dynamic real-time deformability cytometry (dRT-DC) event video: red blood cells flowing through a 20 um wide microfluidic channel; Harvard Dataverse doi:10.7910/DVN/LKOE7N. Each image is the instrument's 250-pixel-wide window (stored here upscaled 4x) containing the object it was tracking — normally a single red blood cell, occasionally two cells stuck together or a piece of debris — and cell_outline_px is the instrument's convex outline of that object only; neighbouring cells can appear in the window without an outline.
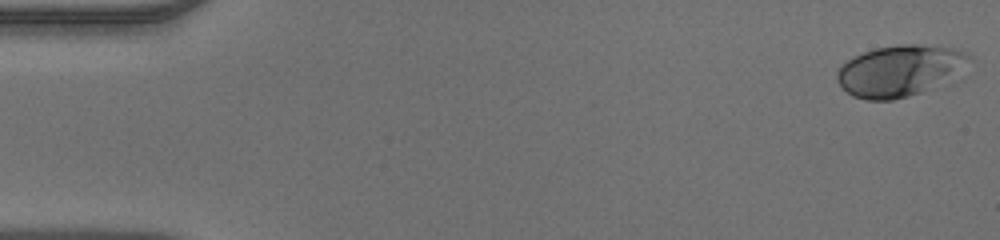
{"species": "human", "species_latin": "Homo sapiens", "temperature_condition": "warm", "stored_images_in_passage": 49, "camera_frame_rate_fps": 3000, "um_per_image_px": 0.085, "donor": {"sex": "male"}, "frame": {"image": 1, "passage_image": 1, "time_ms": 0.0, "image_size_px": [1000, 240], "cell_outline_px": [[968, 56], [932, 88], [908, 96], [892, 100], [868, 100], [852, 96], [836, 80], [836, 72], [848, 60], [864, 52], [876, 48], [900, 44], [940, 44], [968, 52]], "centroid_in_image_um": [76.33, 5.98], "position_along_channel_um": 8.7, "area_um2": 37.92}}
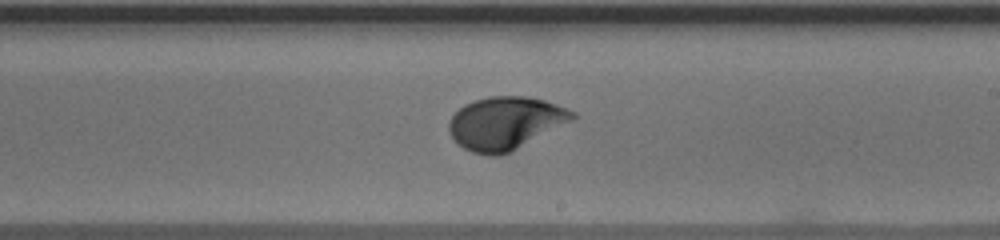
{"frame": {"image": 2, "passage_image": 29, "time_ms": 9.333, "image_size_px": [1000, 240], "cell_outline_px": [[576, 116], [572, 120], [508, 152], [496, 156], [488, 156], [472, 152], [464, 148], [452, 136], [448, 128], [448, 124], [452, 116], [464, 104], [488, 96], [528, 96], [544, 100], [556, 104], [576, 112]], "centroid_in_image_um": [42.94, 10.44], "position_along_channel_um": 246.1, "area_um2": 37.4}}
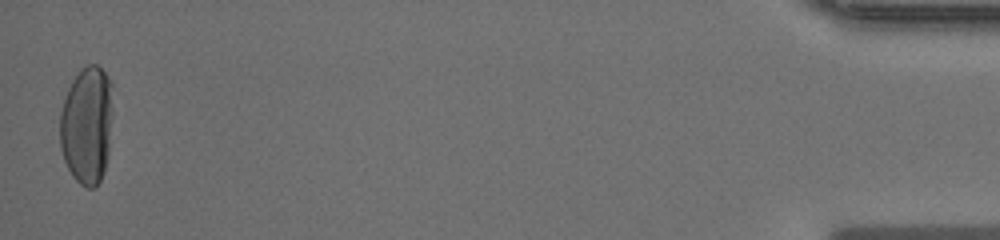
{"frame": {"image": 3, "passage_image": 49, "time_ms": 16.0, "image_size_px": [1000, 240], "cell_outline_px": [[112, 116], [108, 156], [104, 172], [100, 180], [92, 188], [88, 188], [80, 184], [72, 176], [64, 160], [60, 148], [60, 112], [68, 88], [72, 80], [80, 68], [88, 64], [96, 64], [104, 72], [112, 84]], "centroid_in_image_um": [7.39, 10.62], "position_along_channel_um": 427.8, "area_um2": 36.7}}